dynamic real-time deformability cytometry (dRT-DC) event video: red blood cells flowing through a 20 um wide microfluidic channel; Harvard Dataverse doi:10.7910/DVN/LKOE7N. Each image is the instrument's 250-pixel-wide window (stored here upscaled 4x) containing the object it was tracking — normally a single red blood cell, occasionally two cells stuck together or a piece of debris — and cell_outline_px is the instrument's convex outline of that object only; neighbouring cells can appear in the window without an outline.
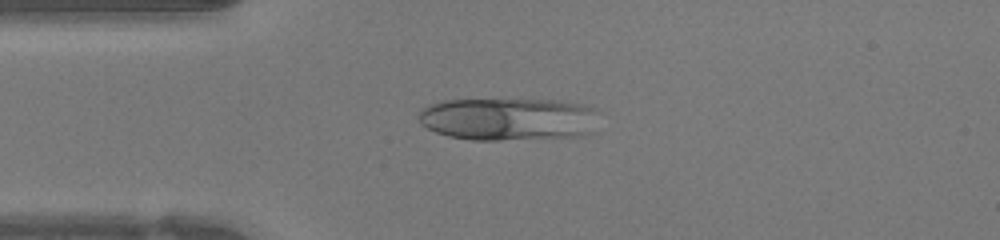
{"species": "human", "species_latin": "Homo sapiens", "temperature_condition": "warm", "stored_images_in_passage": 46, "camera_frame_rate_fps": 3000, "um_per_image_px": 0.085, "donor": {"sex": "female"}, "frame": {"image": 1, "passage_image": 11, "time_ms": 3.333, "image_size_px": [1000, 240], "cell_outline_px": [[596, 132], [584, 136], [500, 140], [472, 140], [448, 136], [436, 132], [420, 124], [416, 116], [420, 108], [428, 104], [444, 100], [560, 100], [584, 104], [596, 108]], "centroid_in_image_um": [43.22, 10.12], "position_along_channel_um": 41.8, "area_um2": 45.66}}
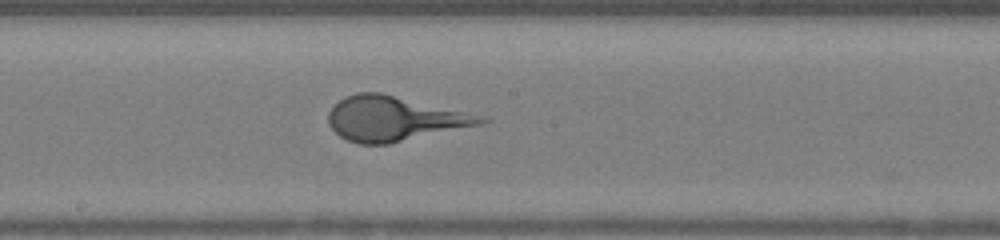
{"frame": {"image": 2, "passage_image": 24, "time_ms": 7.667, "image_size_px": [1000, 240], "cell_outline_px": [[492, 120], [484, 124], [388, 144], [360, 144], [348, 140], [340, 136], [328, 124], [328, 112], [344, 96], [356, 92], [380, 92], [484, 116]], "centroid_in_image_um": [33.52, 10.08], "position_along_channel_um": 214.7, "area_um2": 39.59}}
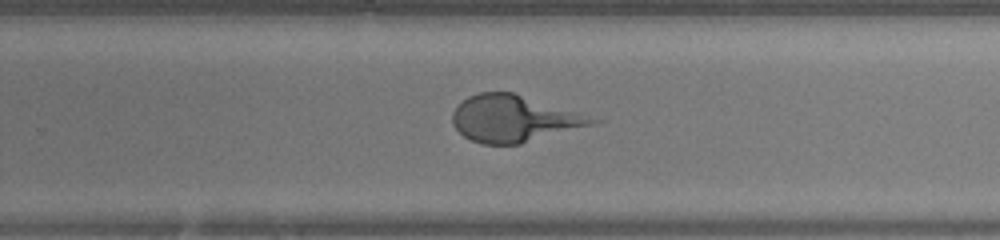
{"frame": {"image": 3, "passage_image": 29, "time_ms": 9.333, "image_size_px": [1000, 240], "cell_outline_px": [[604, 120], [592, 124], [520, 144], [480, 144], [464, 136], [452, 124], [452, 112], [468, 96], [480, 92], [512, 92]], "centroid_in_image_um": [43.65, 10.08], "position_along_channel_um": 286.2, "area_um2": 37.45}}